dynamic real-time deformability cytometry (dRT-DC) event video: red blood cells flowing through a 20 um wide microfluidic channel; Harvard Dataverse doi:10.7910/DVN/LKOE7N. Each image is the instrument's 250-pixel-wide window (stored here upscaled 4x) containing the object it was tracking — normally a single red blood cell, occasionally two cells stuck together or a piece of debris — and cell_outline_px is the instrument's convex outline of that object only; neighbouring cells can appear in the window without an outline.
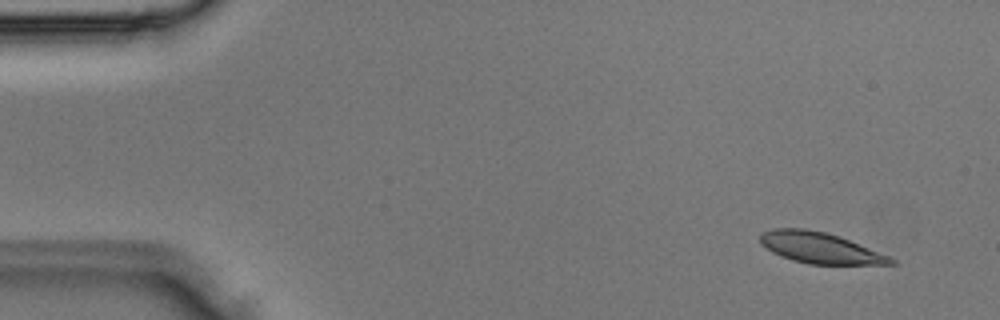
{"species": "Egyptian fruit bat (a non-hibernating species)", "species_latin": "Rousettus aegyptiacus", "temperature_condition": "room temperature", "stored_images_in_passage": 3, "camera_frame_rate_fps": 3000, "um_per_image_px": 0.085, "animal": {"sex": "male"}, "frame": {"image": 1, "passage_image": 1, "time_ms": 0.0, "image_size_px": [1000, 320], "cell_outline_px": [[900, 264], [808, 264], [792, 260], [780, 256], [772, 252], [760, 244], [760, 232], [772, 228], [804, 228], [824, 232], [840, 236], [888, 256], [896, 260]], "centroid_in_image_um": [69.65, 21.06], "position_along_channel_um": 15.4, "area_um2": 23.58}}